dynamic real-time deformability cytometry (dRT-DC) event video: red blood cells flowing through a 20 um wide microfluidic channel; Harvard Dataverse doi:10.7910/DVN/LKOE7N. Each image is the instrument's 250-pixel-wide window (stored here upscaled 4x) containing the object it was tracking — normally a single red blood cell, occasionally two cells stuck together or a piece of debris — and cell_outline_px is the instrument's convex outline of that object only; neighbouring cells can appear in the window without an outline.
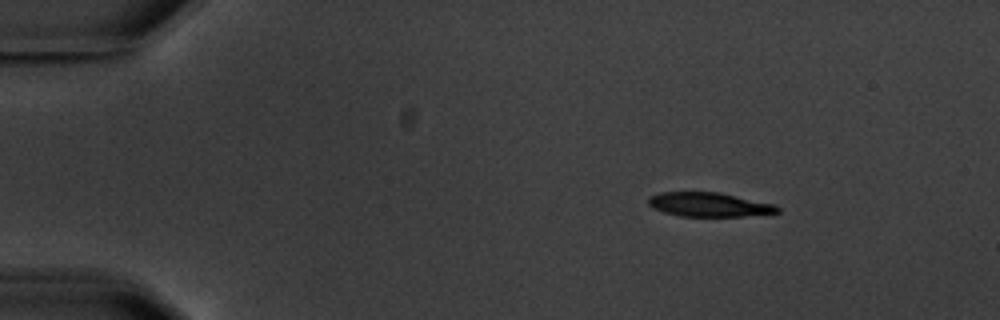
{"species": "common noctule bat (a hibernating species)", "species_latin": "Nyctalus noctula", "temperature_condition": "warm", "stored_images_in_passage": 9, "camera_frame_rate_fps": 3000, "um_per_image_px": 0.085, "animal": {"sex": "male", "body_mass_g": 20.1, "forearm_length_mm": 53.5}, "frame": {"image": 1, "passage_image": 1, "time_ms": 0.0, "image_size_px": [1000, 320], "cell_outline_px": [[780, 212], [744, 216], [680, 216], [664, 212], [652, 208], [648, 204], [648, 196], [660, 192], [720, 192], [776, 204], [780, 208]], "centroid_in_image_um": [60.27, 17.38], "position_along_channel_um": 24.7, "area_um2": 18.32}}
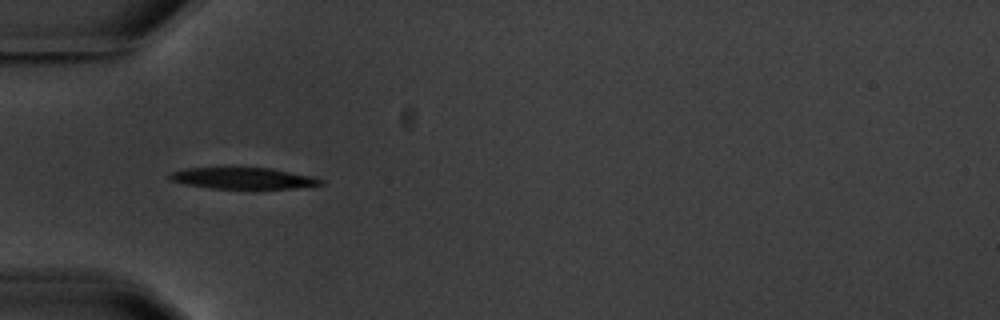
{"frame": {"image": 2, "passage_image": 4, "time_ms": 3.333, "image_size_px": [1000, 320], "cell_outline_px": [[324, 184], [296, 188], [208, 188], [184, 184], [172, 180], [168, 176], [172, 172], [188, 168], [224, 164], [272, 168], [316, 176], [324, 180]], "centroid_in_image_um": [20.67, 15.09], "position_along_channel_um": 64.3, "area_um2": 19.94}}